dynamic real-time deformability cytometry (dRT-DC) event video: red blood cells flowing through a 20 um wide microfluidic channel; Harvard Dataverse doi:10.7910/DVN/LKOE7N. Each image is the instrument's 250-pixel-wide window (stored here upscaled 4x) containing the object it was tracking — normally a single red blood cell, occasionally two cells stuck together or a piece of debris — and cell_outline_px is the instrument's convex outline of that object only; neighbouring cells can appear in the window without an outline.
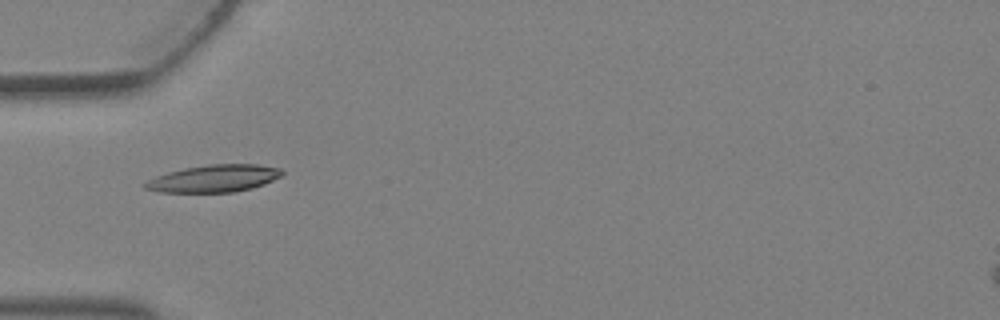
{"species": "Egyptian fruit bat (a non-hibernating species)", "species_latin": "Rousettus aegyptiacus", "temperature_condition": "warm", "stored_images_in_passage": 3, "camera_frame_rate_fps": 3000, "um_per_image_px": 0.085, "animal": {"sex": "female"}, "frame": {"image": 1, "passage_image": 3, "time_ms": 0.667, "image_size_px": [1000, 320], "cell_outline_px": [[284, 172], [280, 176], [264, 184], [252, 188], [236, 192], [160, 192], [144, 188], [140, 184], [156, 176], [168, 172], [184, 168], [208, 164], [256, 164], [280, 168]], "centroid_in_image_um": [18.16, 15.17], "position_along_channel_um": 66.8, "area_um2": 21.79}}